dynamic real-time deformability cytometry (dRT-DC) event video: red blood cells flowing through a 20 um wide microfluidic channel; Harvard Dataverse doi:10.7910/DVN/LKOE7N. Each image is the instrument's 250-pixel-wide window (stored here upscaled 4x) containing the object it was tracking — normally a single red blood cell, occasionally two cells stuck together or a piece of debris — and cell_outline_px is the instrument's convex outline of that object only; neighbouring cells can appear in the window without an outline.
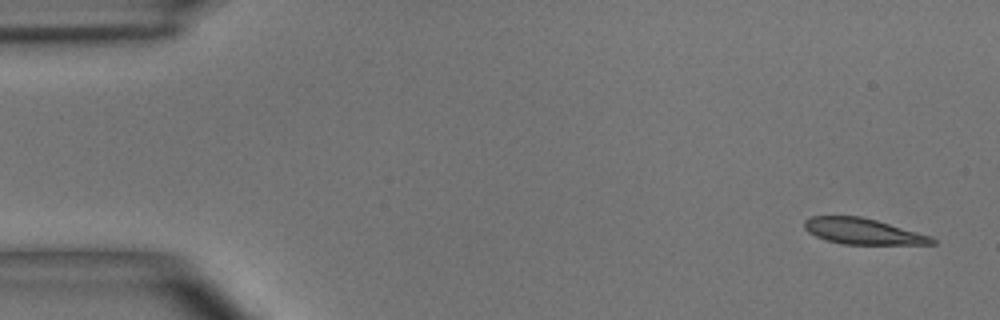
{"species": "common noctule bat (a hibernating species)", "species_latin": "Nyctalus noctula", "temperature_condition": "room temperature", "stored_images_in_passage": 5, "camera_frame_rate_fps": 3000, "um_per_image_px": 0.085, "animal": {"sex": "male", "body_mass_g": 15.6}, "frame": {"image": 1, "passage_image": 1, "time_ms": 0.0, "image_size_px": [1000, 320], "cell_outline_px": [[936, 244], [840, 244], [816, 236], [808, 232], [804, 228], [804, 220], [812, 216], [860, 216], [876, 220], [932, 236], [936, 240]], "centroid_in_image_um": [73.34, 19.66], "position_along_channel_um": 11.7, "area_um2": 19.19}}
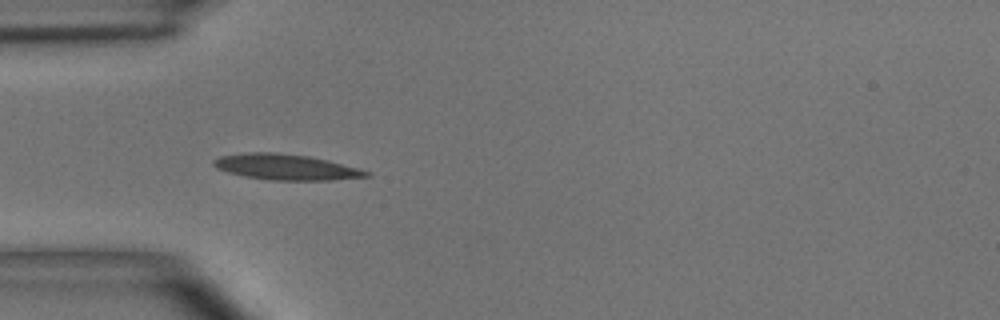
{"frame": {"image": 2, "passage_image": 4, "time_ms": 4.333, "image_size_px": [1000, 320], "cell_outline_px": [[372, 176], [332, 180], [272, 180], [244, 176], [228, 172], [216, 168], [212, 164], [212, 160], [220, 156], [248, 152], [276, 152], [312, 156], [360, 168], [372, 172]], "centroid_in_image_um": [24.35, 14.19], "position_along_channel_um": 60.7, "area_um2": 23.12}}
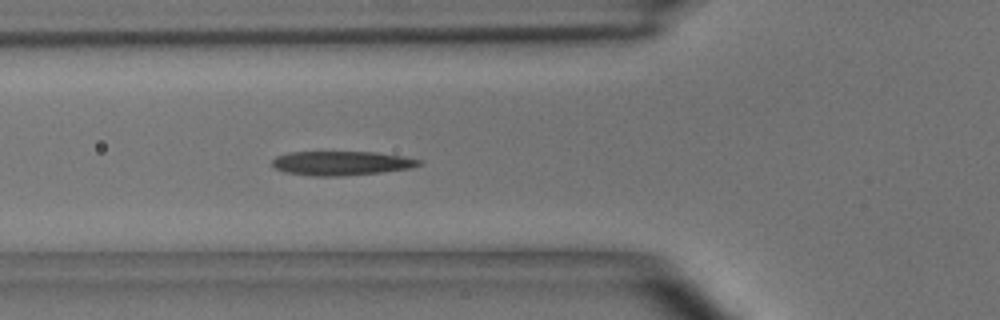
{"frame": {"image": 3, "passage_image": 5, "time_ms": 5.333, "image_size_px": [1000, 320], "cell_outline_px": [[424, 164], [412, 168], [380, 172], [340, 176], [312, 176], [284, 172], [276, 168], [272, 164], [272, 160], [276, 156], [288, 152], [376, 152], [424, 160]], "centroid_in_image_um": [29.04, 13.87], "position_along_channel_um": 96.8, "area_um2": 20.75}}